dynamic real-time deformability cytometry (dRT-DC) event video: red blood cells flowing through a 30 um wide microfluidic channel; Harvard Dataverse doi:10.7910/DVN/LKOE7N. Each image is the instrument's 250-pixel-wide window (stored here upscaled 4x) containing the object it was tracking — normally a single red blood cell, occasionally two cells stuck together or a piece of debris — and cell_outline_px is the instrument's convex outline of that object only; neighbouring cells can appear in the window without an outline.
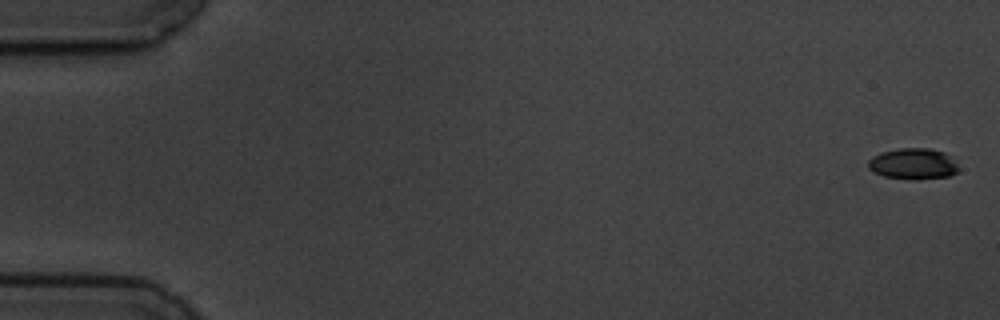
{"species": "common noctule bat (a hibernating species)", "species_latin": "Nyctalus noctula", "temperature_condition": "cold", "stored_images_in_passage": 6, "camera_frame_rate_fps": 3000, "um_per_image_px": 0.085, "animal": {"sex": "male", "body_mass_g": 19.5, "forearm_length_mm": 54.6}, "frame": {"image": 1, "passage_image": 1, "time_ms": 0.0, "image_size_px": [1000, 320], "cell_outline_px": [[960, 168], [956, 172], [948, 176], [916, 180], [884, 176], [872, 172], [868, 168], [868, 160], [872, 156], [880, 152], [900, 148], [928, 148], [944, 152]], "centroid_in_image_um": [77.57, 13.92], "position_along_channel_um": 7.4, "area_um2": 16.36}}
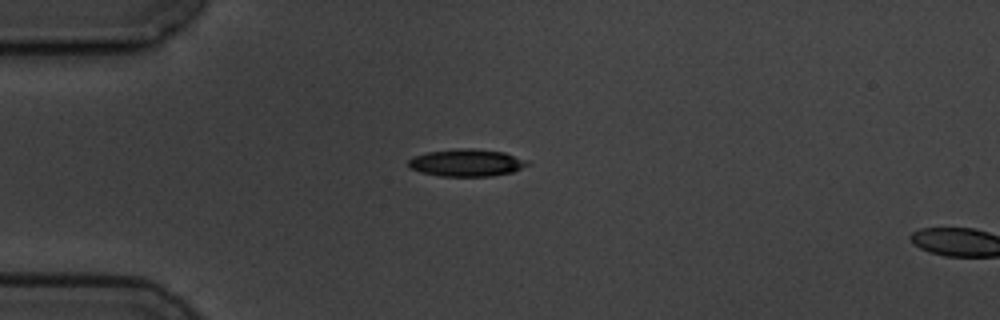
{"frame": {"image": 2, "passage_image": 5, "time_ms": 4.667, "image_size_px": [1000, 320], "cell_outline_px": [[528, 164], [512, 172], [492, 176], [440, 176], [420, 172], [408, 168], [408, 160], [416, 156], [428, 152], [460, 148], [472, 148], [504, 152], [528, 160]], "centroid_in_image_um": [39.64, 13.83], "position_along_channel_um": 45.4, "area_um2": 18.84}}